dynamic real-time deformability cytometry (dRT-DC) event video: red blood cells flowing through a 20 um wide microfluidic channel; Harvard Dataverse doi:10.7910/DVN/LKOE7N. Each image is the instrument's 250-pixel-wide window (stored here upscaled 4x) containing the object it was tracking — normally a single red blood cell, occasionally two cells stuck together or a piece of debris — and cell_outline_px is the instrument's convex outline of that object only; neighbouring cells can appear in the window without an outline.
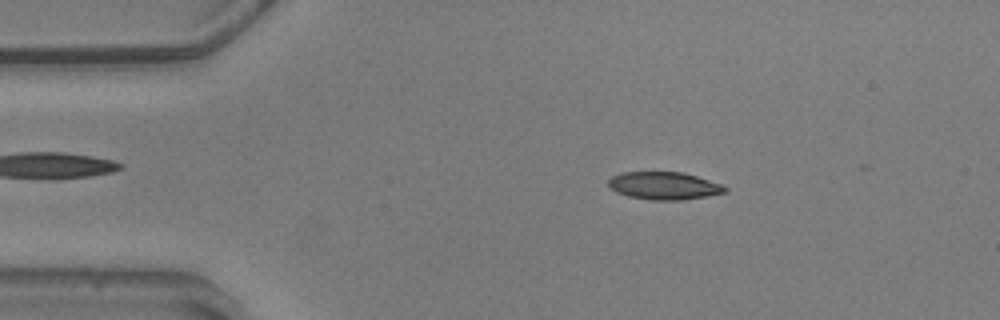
{"species": "common noctule bat (a hibernating species)", "species_latin": "Nyctalus noctula", "temperature_condition": "warm", "stored_images_in_passage": 49, "camera_frame_rate_fps": 3000, "um_per_image_px": 0.085, "animal": {"sex": "male", "body_mass_g": 20.5, "forearm_length_mm": 52.5}, "frame": {"image": 1, "passage_image": 3, "time_ms": 0.667, "image_size_px": [1000, 320], "cell_outline_px": [[728, 192], [680, 200], [652, 200], [628, 196], [616, 192], [608, 184], [608, 180], [612, 176], [620, 172], [684, 172], [724, 184], [728, 188]], "centroid_in_image_um": [56.48, 15.78], "position_along_channel_um": 28.5, "area_um2": 18.9}}
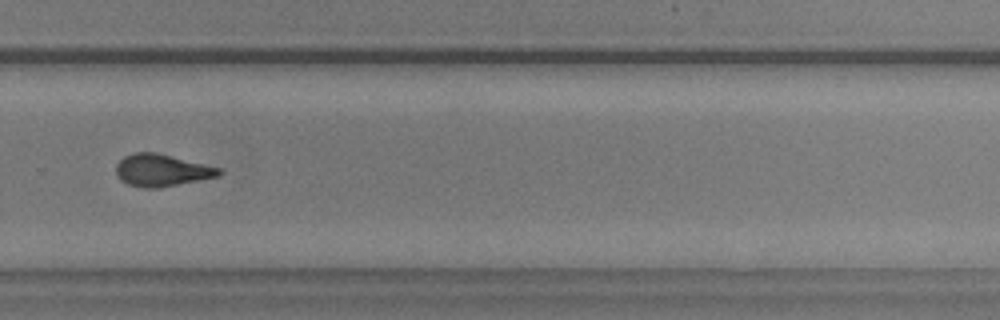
{"frame": {"image": 2, "passage_image": 31, "time_ms": 10.0, "image_size_px": [1000, 320], "cell_outline_px": [[224, 172], [220, 176], [160, 188], [144, 188], [128, 184], [120, 180], [116, 172], [116, 164], [124, 156], [132, 152], [156, 152], [220, 168]], "centroid_in_image_um": [13.74, 14.48], "position_along_channel_um": 316.1, "area_um2": 19.36}}
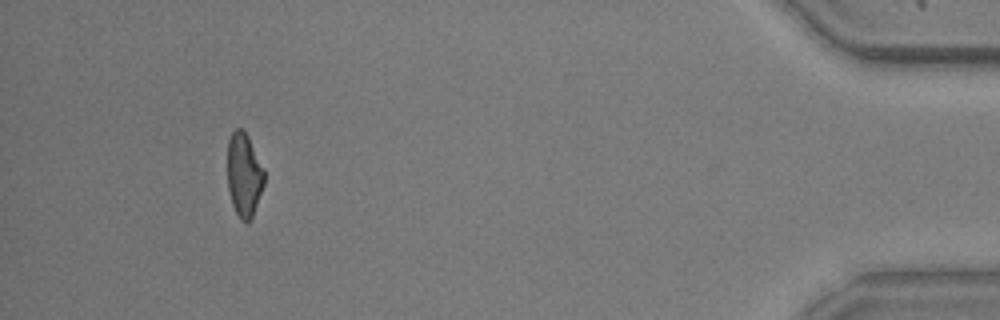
{"frame": {"image": 3, "passage_image": 45, "time_ms": 14.667, "image_size_px": [1000, 320], "cell_outline_px": [[264, 184], [252, 216], [248, 220], [240, 220], [232, 204], [228, 188], [228, 140], [232, 132], [236, 128], [244, 128], [264, 168]], "centroid_in_image_um": [20.74, 14.81], "position_along_channel_um": 414.5, "area_um2": 17.8}, "authors_computed_cell_mechanics": {"area_um2": 19.2474, "velocity_mm_per_s": 3.5984, "shape_relaxation_time_tau1_ms": 11.078, "shape_relaxation_time_tau2_ms": 2.5775, "deformation_change_tau1": 0.2453, "deformation_change_tau2": 0.1026}}